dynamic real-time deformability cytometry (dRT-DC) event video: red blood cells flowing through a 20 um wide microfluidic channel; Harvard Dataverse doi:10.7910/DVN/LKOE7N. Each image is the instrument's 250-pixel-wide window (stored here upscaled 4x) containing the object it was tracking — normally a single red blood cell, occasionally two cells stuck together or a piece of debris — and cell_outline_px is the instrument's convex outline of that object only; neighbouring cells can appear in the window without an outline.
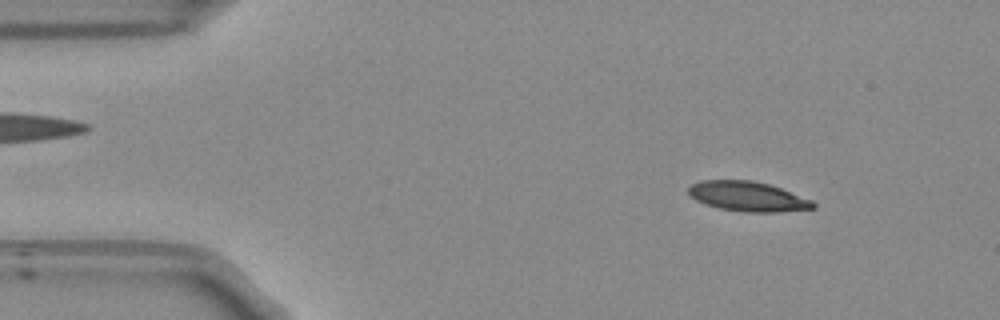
{"species": "Egyptian fruit bat (a non-hibernating species)", "species_latin": "Rousettus aegyptiacus", "temperature_condition": "room temperature", "stored_images_in_passage": 53, "camera_frame_rate_fps": 3000, "um_per_image_px": 0.085, "frame": {"image": 1, "passage_image": 6, "time_ms": 1.667, "image_size_px": [1000, 320], "cell_outline_px": [[816, 208], [776, 212], [744, 212], [720, 208], [704, 204], [688, 196], [688, 188], [692, 184], [700, 180], [752, 180], [768, 184], [780, 188], [812, 200], [816, 204]], "centroid_in_image_um": [63.53, 16.69], "position_along_channel_um": 21.5, "area_um2": 21.68}}
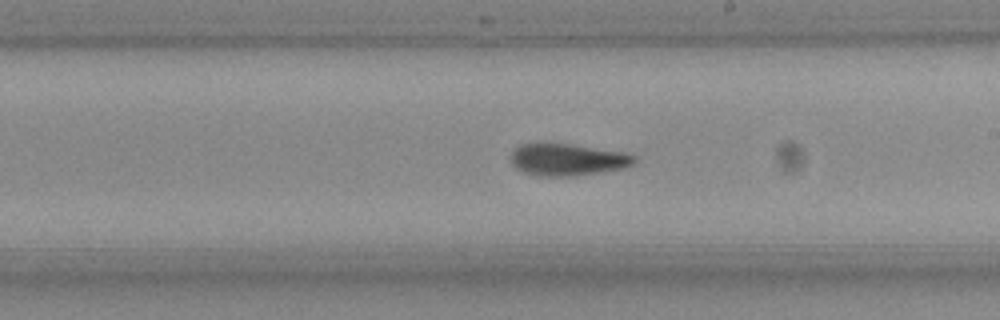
{"frame": {"image": 2, "passage_image": 29, "time_ms": 9.333, "image_size_px": [1000, 320], "cell_outline_px": [[636, 160], [628, 168], [572, 176], [536, 176], [524, 172], [516, 168], [512, 164], [512, 152], [520, 144], [568, 144], [624, 152], [636, 156]], "centroid_in_image_um": [48.27, 13.58], "position_along_channel_um": 240.7, "area_um2": 22.83}}
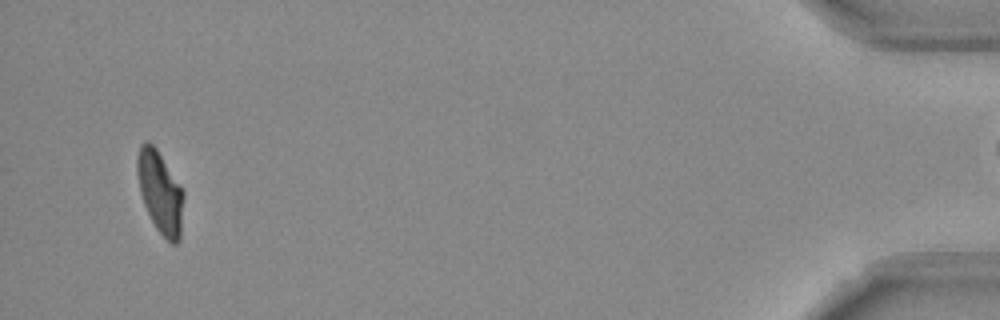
{"frame": {"image": 3, "passage_image": 50, "time_ms": 16.333, "image_size_px": [1000, 320], "cell_outline_px": [[184, 196], [180, 240], [176, 244], [172, 244], [156, 228], [144, 204], [140, 192], [136, 172], [136, 160], [140, 144], [144, 140], [148, 140], [156, 148], [184, 192]], "centroid_in_image_um": [13.6, 16.32], "position_along_channel_um": 421.6, "area_um2": 22.08}, "authors_computed_cell_mechanics": {"area_um2": 22.6576, "velocity_mm_per_s": 3.8111, "shape_relaxation_time_tau1_ms": 5.3398, "shape_relaxation_time_tau2_ms": 2.0637, "deformation_change_tau1": 0.2045, "deformation_change_tau2": 0.0993}}